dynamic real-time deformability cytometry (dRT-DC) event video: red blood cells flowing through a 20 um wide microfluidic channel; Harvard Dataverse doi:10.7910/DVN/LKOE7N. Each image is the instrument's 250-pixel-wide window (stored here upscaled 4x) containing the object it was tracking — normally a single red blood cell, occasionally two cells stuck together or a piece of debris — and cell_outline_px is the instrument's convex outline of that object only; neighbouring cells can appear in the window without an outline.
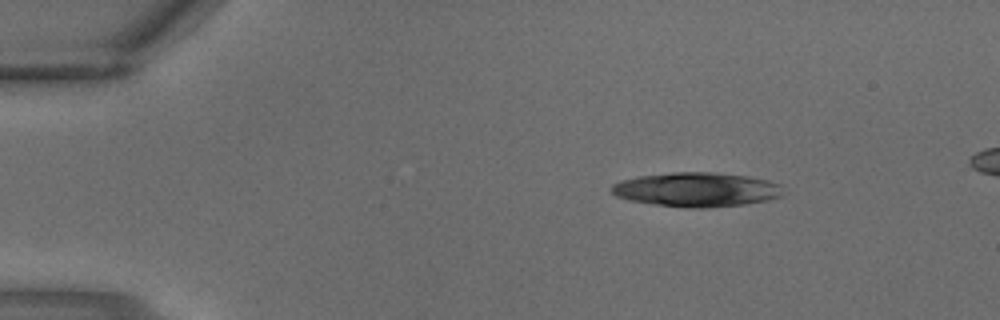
{"species": "common noctule bat (a hibernating species)", "species_latin": "Nyctalus noctula", "temperature_condition": "warm", "stored_images_in_passage": 3, "segment_of_instrument_passage": [1, 2], "camera_frame_rate_fps": 3000, "um_per_image_px": 0.085, "animal": {"sex": "male", "body_mass_g": 18.8}, "frame": {"image": 1, "passage_image": 1, "time_ms": 0.0, "image_size_px": [1000, 320], "cell_outline_px": [[780, 196], [768, 200], [744, 204], [708, 208], [688, 208], [656, 204], [628, 200], [616, 196], [608, 188], [612, 184], [620, 180], [640, 176], [672, 172], [716, 172], [748, 176], [768, 180], [780, 184]], "centroid_in_image_um": [59.17, 16.11], "position_along_channel_um": 25.8, "area_um2": 34.33}}